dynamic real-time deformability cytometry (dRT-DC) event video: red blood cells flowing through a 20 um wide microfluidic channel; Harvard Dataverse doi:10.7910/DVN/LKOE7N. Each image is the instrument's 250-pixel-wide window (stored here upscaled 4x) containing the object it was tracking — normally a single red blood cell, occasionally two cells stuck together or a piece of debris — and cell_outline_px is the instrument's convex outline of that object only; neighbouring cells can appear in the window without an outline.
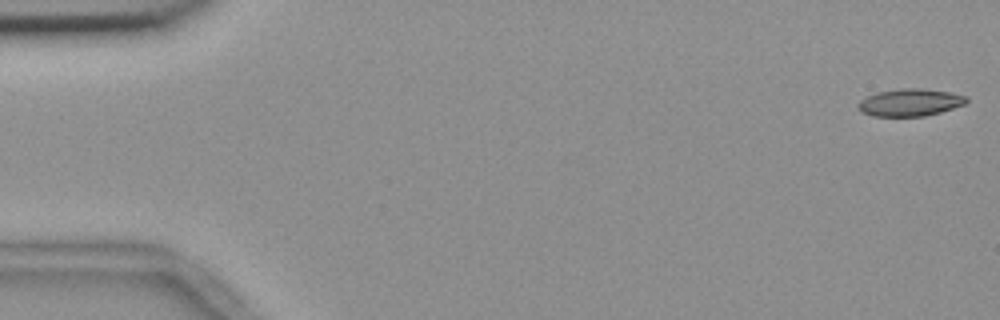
{"species": "common noctule bat (a hibernating species)", "species_latin": "Nyctalus noctula", "temperature_condition": "room temperature", "stored_images_in_passage": 6, "camera_frame_rate_fps": 3000, "um_per_image_px": 0.085, "animal": {"sex": "female", "body_mass_g": 18.4}, "frame": {"image": 1, "passage_image": 1, "time_ms": 0.0, "image_size_px": [1000, 320], "cell_outline_px": [[968, 100], [964, 104], [940, 112], [924, 116], [872, 116], [860, 112], [856, 108], [856, 104], [860, 100], [876, 92], [900, 88], [920, 88], [952, 92], [968, 96]], "centroid_in_image_um": [77.32, 8.7], "position_along_channel_um": 7.7, "area_um2": 17.46}}
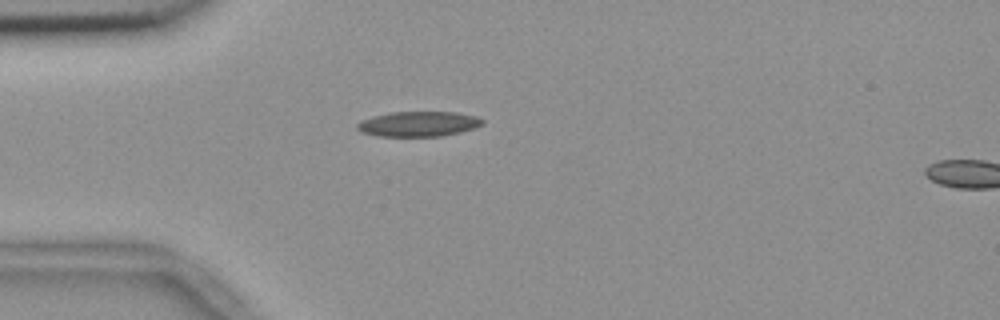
{"frame": {"image": 2, "passage_image": 5, "time_ms": 1.333, "image_size_px": [1000, 320], "cell_outline_px": [[484, 124], [460, 132], [440, 136], [376, 136], [360, 132], [356, 128], [356, 124], [360, 120], [372, 116], [392, 112], [456, 112], [476, 116], [484, 120]], "centroid_in_image_um": [35.52, 10.53], "position_along_channel_um": 49.5, "area_um2": 18.38}}